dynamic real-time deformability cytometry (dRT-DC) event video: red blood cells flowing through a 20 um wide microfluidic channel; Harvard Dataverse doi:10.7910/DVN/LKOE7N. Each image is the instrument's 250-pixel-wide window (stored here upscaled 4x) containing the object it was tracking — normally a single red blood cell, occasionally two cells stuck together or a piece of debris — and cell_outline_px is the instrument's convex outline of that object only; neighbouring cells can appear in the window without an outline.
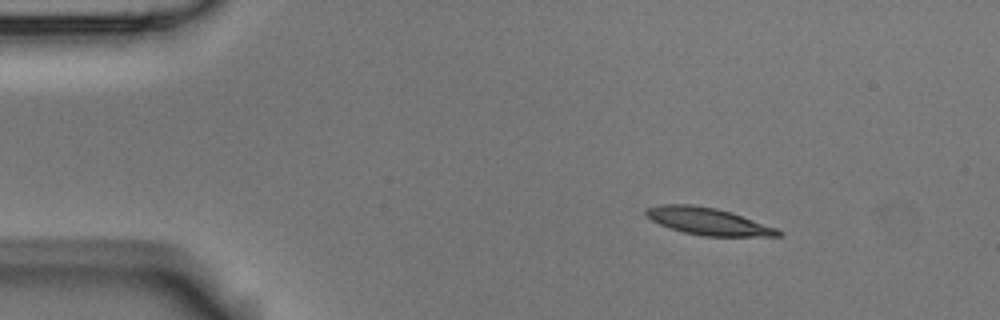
{"species": "Egyptian fruit bat (a non-hibernating species)", "species_latin": "Rousettus aegyptiacus", "temperature_condition": "room temperature", "stored_images_in_passage": 3, "camera_frame_rate_fps": 3000, "um_per_image_px": 0.085, "animal": {"sex": "male"}, "frame": {"image": 1, "passage_image": 1, "time_ms": 0.0, "image_size_px": [1000, 320], "cell_outline_px": [[784, 236], [704, 236], [684, 232], [668, 228], [652, 220], [644, 212], [648, 208], [660, 204], [692, 204], [716, 208], [732, 212], [776, 228], [784, 232]], "centroid_in_image_um": [60.21, 18.81], "position_along_channel_um": 24.8, "area_um2": 20.87}}
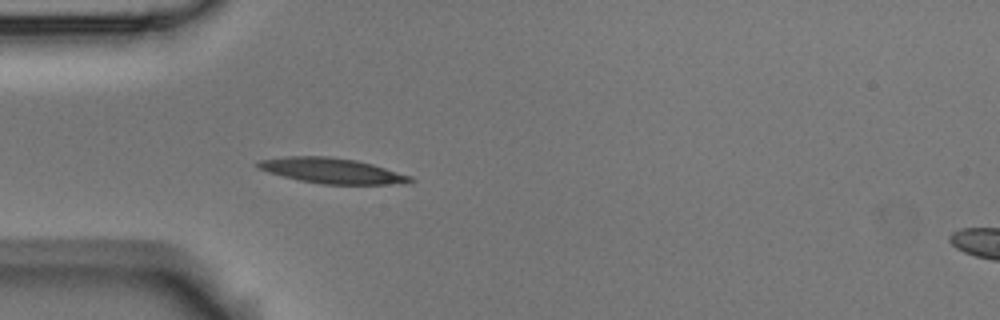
{"frame": {"image": 2, "passage_image": 3, "time_ms": 0.667, "image_size_px": [1000, 320], "cell_outline_px": [[416, 180], [408, 184], [320, 184], [300, 180], [268, 172], [260, 168], [256, 164], [260, 160], [284, 156], [328, 156], [356, 160], [372, 164], [412, 176]], "centroid_in_image_um": [28.28, 14.51], "position_along_channel_um": 56.7, "area_um2": 22.48}}